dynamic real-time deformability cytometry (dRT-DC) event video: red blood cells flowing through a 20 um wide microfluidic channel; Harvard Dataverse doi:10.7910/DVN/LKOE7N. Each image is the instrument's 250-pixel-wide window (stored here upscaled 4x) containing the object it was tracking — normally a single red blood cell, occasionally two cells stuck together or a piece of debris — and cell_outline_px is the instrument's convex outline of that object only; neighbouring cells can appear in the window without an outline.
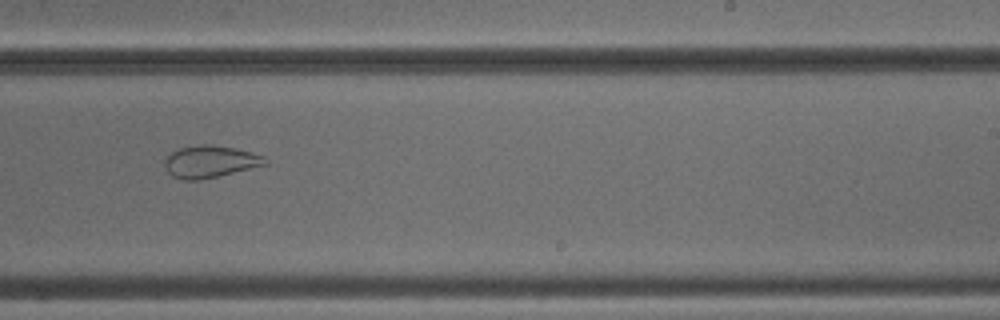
{"species": "common noctule bat (a hibernating species)", "species_latin": "Nyctalus noctula", "temperature_condition": "cold", "stored_images_in_passage": 52, "camera_frame_rate_fps": 3000, "um_per_image_px": 0.085, "animal": {"sex": "male", "body_mass_g": 18.8}, "frame": {"image": 1, "passage_image": 33, "time_ms": 10.667, "image_size_px": [1000, 320], "cell_outline_px": [[268, 164], [200, 180], [184, 180], [172, 176], [168, 172], [164, 164], [164, 160], [172, 152], [180, 148], [200, 144], [212, 144], [236, 148], [252, 152], [264, 156], [268, 160]], "centroid_in_image_um": [17.87, 13.73], "position_along_channel_um": 271.1, "area_um2": 18.79}}
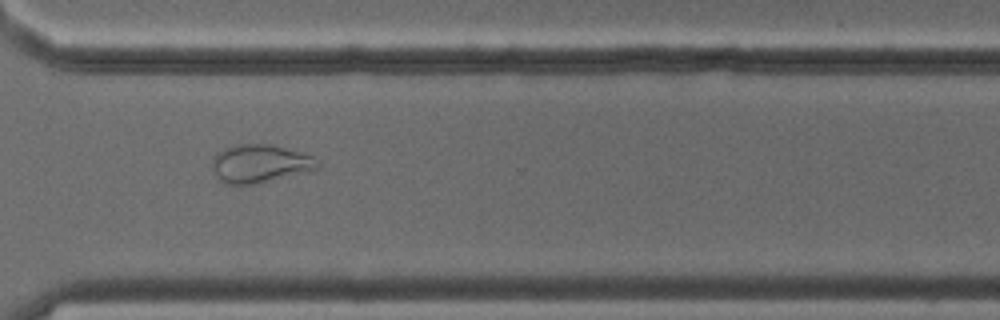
{"frame": {"image": 2, "passage_image": 39, "time_ms": 12.667, "image_size_px": [1000, 320], "cell_outline_px": [[320, 168], [256, 184], [224, 184], [216, 176], [212, 168], [212, 160], [216, 152], [232, 144], [272, 144], [300, 152], [312, 156], [320, 160]], "centroid_in_image_um": [22.08, 13.89], "position_along_channel_um": 348.5, "area_um2": 23.64}}
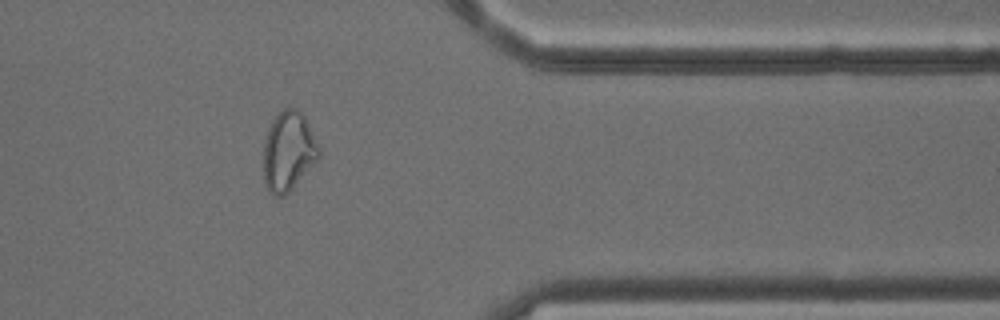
{"frame": {"image": 3, "passage_image": 43, "time_ms": 14.0, "image_size_px": [1000, 320], "cell_outline_px": [[320, 156], [292, 188], [284, 196], [276, 196], [268, 192], [264, 184], [264, 140], [268, 128], [272, 120], [284, 108], [296, 108], [304, 116], [320, 148]], "centroid_in_image_um": [24.49, 12.86], "position_along_channel_um": 386.9, "area_um2": 25.43}, "authors_computed_cell_mechanics": {"area_um2": 26.9348, "velocity_mm_per_s": 3.891, "shape_relaxation_time_tau1_ms": null, "shape_relaxation_time_tau2_ms": 1.6559, "deformation_change_tau1": null, "deformation_change_tau2": 0.0826}}